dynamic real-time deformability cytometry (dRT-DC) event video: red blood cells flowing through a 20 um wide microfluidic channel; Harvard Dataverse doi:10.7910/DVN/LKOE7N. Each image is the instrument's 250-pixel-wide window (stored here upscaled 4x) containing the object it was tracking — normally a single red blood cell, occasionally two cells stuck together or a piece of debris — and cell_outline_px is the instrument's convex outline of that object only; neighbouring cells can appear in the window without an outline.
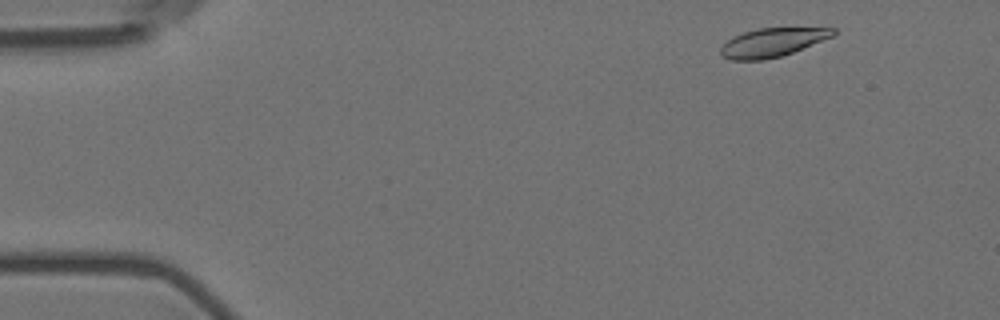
{"species": "Egyptian fruit bat (a non-hibernating species)", "species_latin": "Rousettus aegyptiacus", "temperature_condition": "room temperature", "stored_images_in_passage": 49, "camera_frame_rate_fps": 3000, "um_per_image_px": 0.085, "animal": {"sex": "female"}, "frame": {"image": 1, "passage_image": 4, "time_ms": 1.0, "image_size_px": [1000, 320], "cell_outline_px": [[836, 36], [792, 52], [780, 56], [764, 60], [732, 60], [720, 56], [720, 48], [732, 36], [756, 28], [836, 28]], "centroid_in_image_um": [65.66, 3.6], "position_along_channel_um": 19.3, "area_um2": 18.9}}
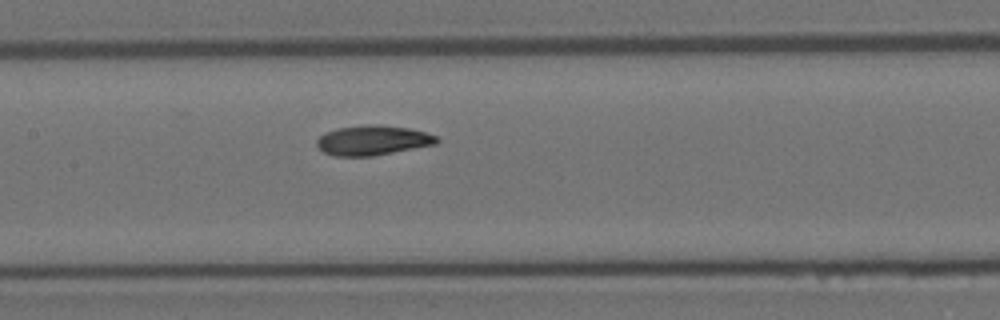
{"frame": {"image": 2, "passage_image": 25, "time_ms": 8.0, "image_size_px": [1000, 320], "cell_outline_px": [[440, 140], [436, 144], [372, 156], [336, 156], [324, 152], [316, 144], [316, 140], [324, 132], [336, 128], [368, 124], [372, 124], [408, 128], [424, 132], [436, 136]], "centroid_in_image_um": [31.65, 11.92], "position_along_channel_um": 175.7, "area_um2": 20.69}}
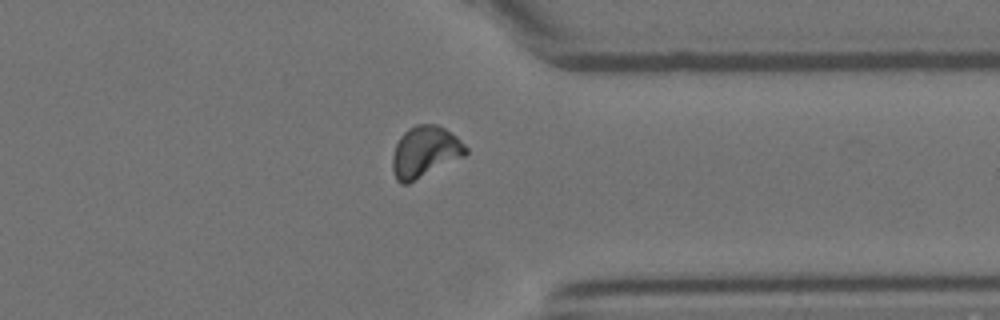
{"frame": {"image": 3, "passage_image": 42, "time_ms": 13.667, "image_size_px": [1000, 320], "cell_outline_px": [[468, 152], [464, 156], [408, 184], [400, 184], [396, 180], [392, 168], [392, 156], [396, 144], [400, 136], [408, 128], [416, 124], [436, 124], [444, 128], [456, 136], [468, 148]], "centroid_in_image_um": [36.1, 12.91], "position_along_channel_um": 375.3, "area_um2": 21.91}}